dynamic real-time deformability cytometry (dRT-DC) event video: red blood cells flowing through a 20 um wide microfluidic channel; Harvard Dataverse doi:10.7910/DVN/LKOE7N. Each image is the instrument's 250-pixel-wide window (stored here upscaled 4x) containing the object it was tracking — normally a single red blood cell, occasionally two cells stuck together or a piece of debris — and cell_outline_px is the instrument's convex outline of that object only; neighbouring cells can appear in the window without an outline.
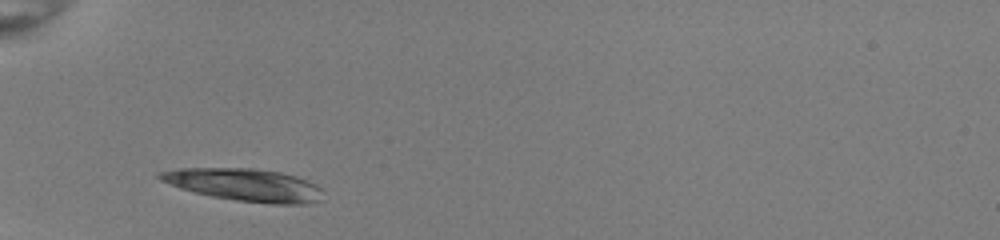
{"species": "common noctule bat (a hibernating species)", "species_latin": "Nyctalus noctula", "temperature_condition": "room temperature", "stored_images_in_passage": 28, "camera_frame_rate_fps": 3000, "um_per_image_px": 0.085, "animal": {"sex": "female", "body_mass_g": 22.0, "forearm_length_mm": 56.7}, "frame": {"image": 1, "passage_image": 1, "time_ms": 0.0, "image_size_px": [1000, 240], "cell_outline_px": [[320, 200], [300, 204], [276, 204], [236, 200], [212, 196], [180, 188], [160, 180], [156, 176], [160, 172], [180, 168], [248, 168], [280, 172], [296, 176], [320, 188]], "centroid_in_image_um": [20.73, 15.7], "position_along_channel_um": 64.3, "area_um2": 30.29}}
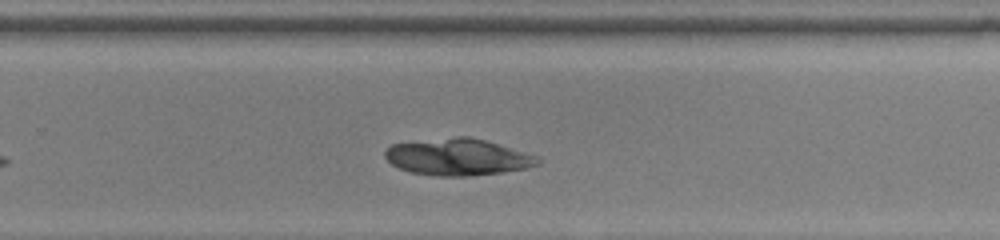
{"frame": {"image": 2, "passage_image": 19, "time_ms": 6.0, "image_size_px": [1000, 240], "cell_outline_px": [[540, 164], [524, 168], [500, 172], [468, 176], [436, 176], [412, 172], [400, 168], [392, 164], [384, 156], [384, 152], [392, 144], [452, 136], [468, 136], [484, 140], [532, 156], [540, 160]], "centroid_in_image_um": [38.82, 13.34], "position_along_channel_um": 291.0, "area_um2": 31.96}}
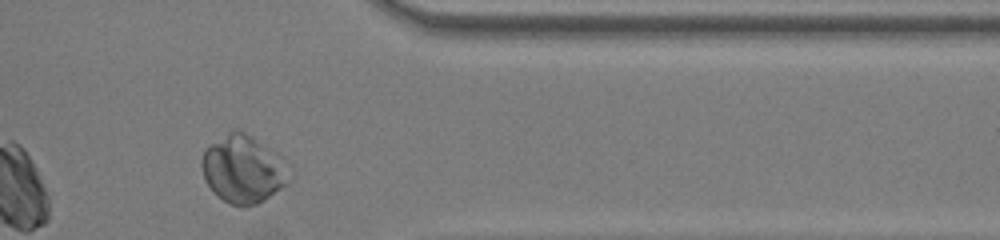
{"frame": {"image": 3, "passage_image": 27, "time_ms": 8.667, "image_size_px": [1000, 240], "cell_outline_px": [[284, 184], [264, 200], [256, 204], [228, 204], [216, 196], [212, 192], [204, 180], [200, 164], [200, 160], [204, 148], [232, 128], [236, 128], [252, 136], [268, 152]], "centroid_in_image_um": [20.34, 14.38], "position_along_channel_um": 391.1, "area_um2": 31.96}}